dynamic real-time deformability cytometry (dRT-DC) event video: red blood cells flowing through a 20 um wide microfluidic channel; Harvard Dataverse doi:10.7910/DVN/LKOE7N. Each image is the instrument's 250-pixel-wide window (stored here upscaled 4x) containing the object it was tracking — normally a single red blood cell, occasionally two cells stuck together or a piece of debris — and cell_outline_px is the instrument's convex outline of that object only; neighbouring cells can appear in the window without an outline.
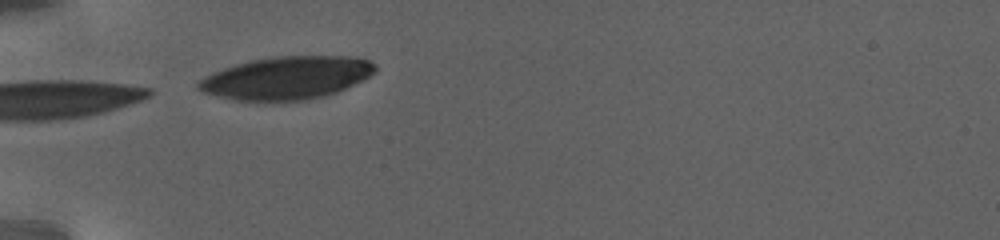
{"species": "human", "species_latin": "Homo sapiens", "temperature_condition": "warm", "stored_images_in_passage": 3, "camera_frame_rate_fps": 3000, "um_per_image_px": 0.085, "donor": {"sex": "female"}, "frame": {"image": 1, "passage_image": 1, "time_ms": 0.0, "image_size_px": [1000, 240], "cell_outline_px": [[376, 72], [336, 92], [324, 96], [308, 100], [236, 100], [204, 92], [196, 88], [196, 80], [212, 72], [248, 60], [272, 56], [356, 56], [368, 60], [376, 64]], "centroid_in_image_um": [24.34, 6.6], "position_along_channel_um": 60.7, "area_um2": 43.99}}